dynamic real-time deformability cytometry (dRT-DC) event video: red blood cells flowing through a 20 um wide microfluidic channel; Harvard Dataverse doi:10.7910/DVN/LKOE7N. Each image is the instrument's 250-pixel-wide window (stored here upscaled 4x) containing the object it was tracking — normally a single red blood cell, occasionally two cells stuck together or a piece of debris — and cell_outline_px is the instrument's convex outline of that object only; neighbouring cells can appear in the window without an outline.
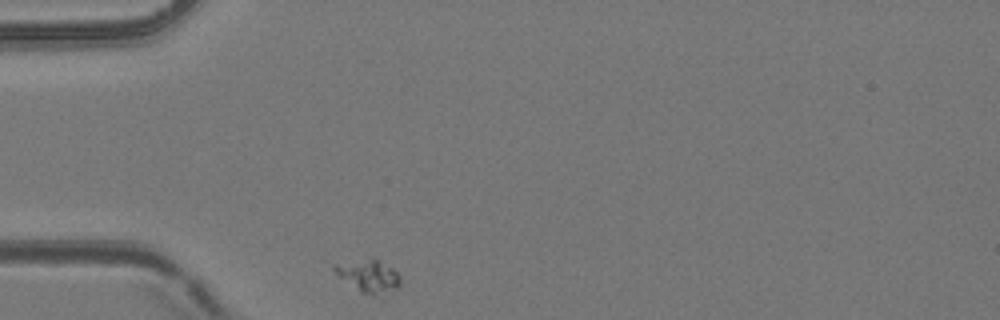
{"species": "common noctule bat (a hibernating species)", "species_latin": "Nyctalus noctula", "temperature_condition": "room temperature", "stored_images_in_passage": 7, "camera_frame_rate_fps": 3000, "um_per_image_px": 0.085, "animal": {"sex": "female", "body_mass_g": 24.6, "forearm_length_mm": 56.2}, "frame": {"image": 1, "passage_image": 1, "time_ms": 0.0, "image_size_px": [1000, 320], "cell_outline_px": [[400, 284], [396, 288], [372, 296], [360, 292], [340, 276], [332, 268], [332, 264], [372, 260], [380, 260], [392, 268], [400, 276]], "centroid_in_image_um": [31.34, 23.47], "position_along_channel_um": 53.7, "area_um2": 11.79}}